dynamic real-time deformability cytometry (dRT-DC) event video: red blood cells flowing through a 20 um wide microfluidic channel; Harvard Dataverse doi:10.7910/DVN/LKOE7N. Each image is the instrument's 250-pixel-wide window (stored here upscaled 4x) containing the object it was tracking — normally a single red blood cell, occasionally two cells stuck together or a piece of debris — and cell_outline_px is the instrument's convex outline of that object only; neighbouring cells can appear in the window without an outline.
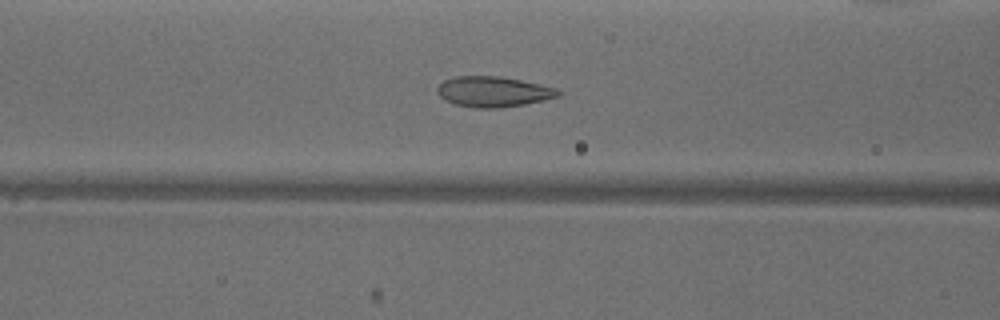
{"species": "common noctule bat (a hibernating species)", "species_latin": "Nyctalus noctula", "temperature_condition": "warm", "stored_images_in_passage": 49, "camera_frame_rate_fps": 3000, "um_per_image_px": 0.085, "animal": {"sex": "male", "body_mass_g": 18.8}, "frame": {"image": 1, "passage_image": 18, "time_ms": 5.667, "image_size_px": [1000, 320], "cell_outline_px": [[560, 96], [544, 100], [524, 104], [500, 108], [476, 108], [456, 104], [444, 100], [436, 92], [436, 88], [444, 80], [456, 76], [500, 76], [520, 80], [556, 88], [560, 92]], "centroid_in_image_um": [41.9, 7.79], "position_along_channel_um": 124.7, "area_um2": 21.39}}
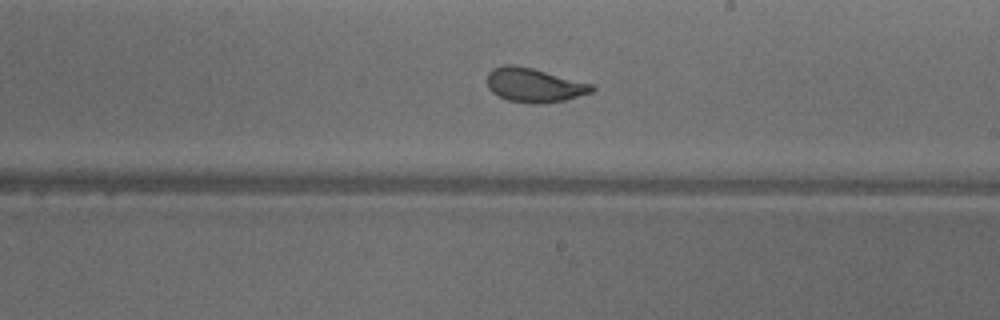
{"frame": {"image": 2, "passage_image": 27, "time_ms": 8.667, "image_size_px": [1000, 320], "cell_outline_px": [[596, 88], [592, 92], [564, 100], [544, 104], [532, 104], [508, 100], [492, 92], [488, 88], [488, 72], [492, 68], [504, 64], [512, 64], [532, 68], [592, 84]], "centroid_in_image_um": [45.38, 7.24], "position_along_channel_um": 243.6, "area_um2": 20.75}}
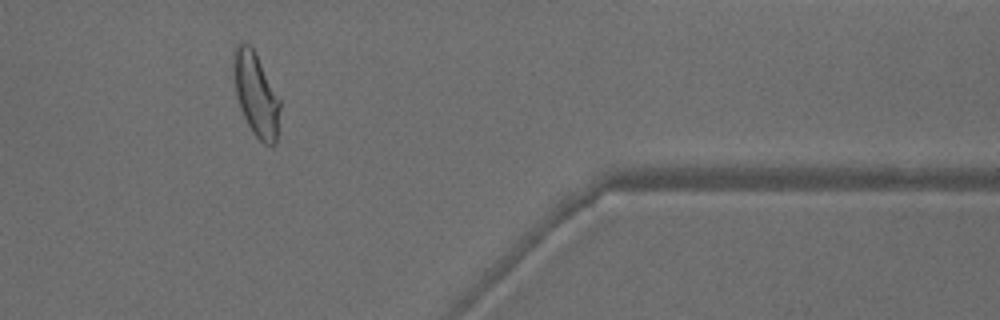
{"frame": {"image": 3, "passage_image": 40, "time_ms": 13.0, "image_size_px": [1000, 320], "cell_outline_px": [[280, 108], [276, 144], [264, 144], [252, 132], [240, 108], [236, 96], [232, 64], [236, 44], [240, 40], [248, 44], [252, 48], [280, 100]], "centroid_in_image_um": [21.73, 8.02], "position_along_channel_um": 389.7, "area_um2": 22.25}, "authors_computed_cell_mechanics": {"area_um2": 22.253, "velocity_mm_per_s": 3.9606, "shape_relaxation_time_tau1_ms": 4.2637, "shape_relaxation_time_tau2_ms": 0.8197, "deformation_change_tau1": 0.1504, "deformation_change_tau2": 0.0719}}